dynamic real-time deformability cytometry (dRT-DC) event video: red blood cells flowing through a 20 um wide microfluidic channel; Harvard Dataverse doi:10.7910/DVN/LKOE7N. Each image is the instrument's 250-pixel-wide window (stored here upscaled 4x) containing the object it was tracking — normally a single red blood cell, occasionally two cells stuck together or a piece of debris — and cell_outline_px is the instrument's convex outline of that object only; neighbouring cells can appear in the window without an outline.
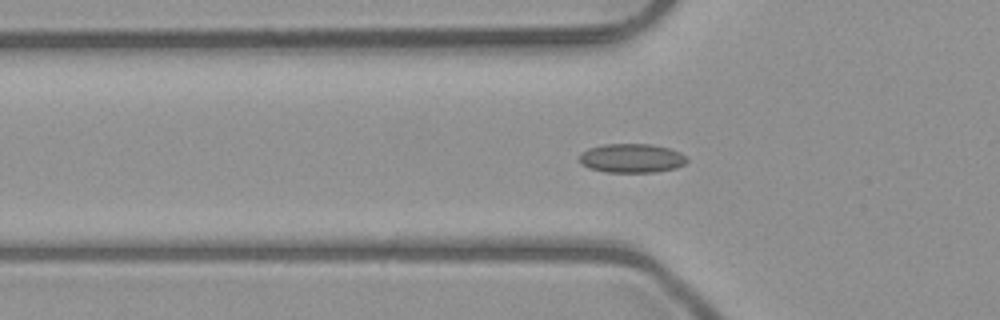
{"species": "common noctule bat (a hibernating species)", "species_latin": "Nyctalus noctula", "temperature_condition": "room temperature", "stored_images_in_passage": 38, "camera_frame_rate_fps": 3000, "um_per_image_px": 0.085, "animal": {"sex": "male", "body_mass_g": 23.1, "forearm_length_mm": 52.7}, "frame": {"image": 1, "passage_image": 4, "time_ms": 1.0, "image_size_px": [1000, 320], "cell_outline_px": [[688, 160], [684, 164], [676, 168], [656, 172], [604, 172], [588, 168], [580, 164], [580, 152], [588, 148], [604, 144], [652, 144], [668, 148], [680, 152]], "centroid_in_image_um": [53.66, 13.45], "position_along_channel_um": 72.1, "area_um2": 18.32}}
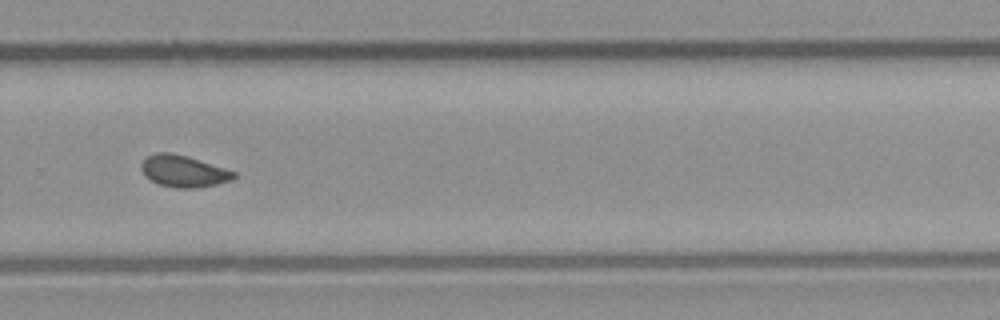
{"frame": {"image": 2, "passage_image": 22, "time_ms": 7.0, "image_size_px": [1000, 320], "cell_outline_px": [[236, 176], [232, 180], [216, 184], [196, 188], [176, 188], [160, 184], [144, 176], [140, 168], [140, 164], [148, 156], [156, 152], [172, 152], [188, 156], [236, 172]], "centroid_in_image_um": [15.58, 14.54], "position_along_channel_um": 314.2, "area_um2": 17.11}}
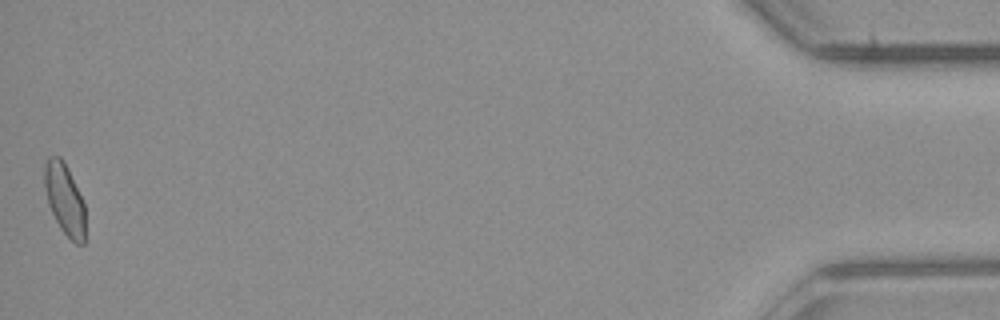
{"frame": {"image": 3, "passage_image": 38, "time_ms": 12.333, "image_size_px": [1000, 320], "cell_outline_px": [[84, 244], [76, 244], [60, 228], [48, 204], [44, 188], [44, 164], [48, 156], [60, 156], [84, 204]], "centroid_in_image_um": [5.45, 16.93], "position_along_channel_um": 429.7, "area_um2": 16.42}, "authors_computed_cell_mechanics": {"area_um2": 16.9643, "velocity_mm_per_s": 4.021, "shape_relaxation_time_tau1_ms": null, "shape_relaxation_time_tau2_ms": 1.5622, "deformation_change_tau1": null, "deformation_change_tau2": 0.0415}}